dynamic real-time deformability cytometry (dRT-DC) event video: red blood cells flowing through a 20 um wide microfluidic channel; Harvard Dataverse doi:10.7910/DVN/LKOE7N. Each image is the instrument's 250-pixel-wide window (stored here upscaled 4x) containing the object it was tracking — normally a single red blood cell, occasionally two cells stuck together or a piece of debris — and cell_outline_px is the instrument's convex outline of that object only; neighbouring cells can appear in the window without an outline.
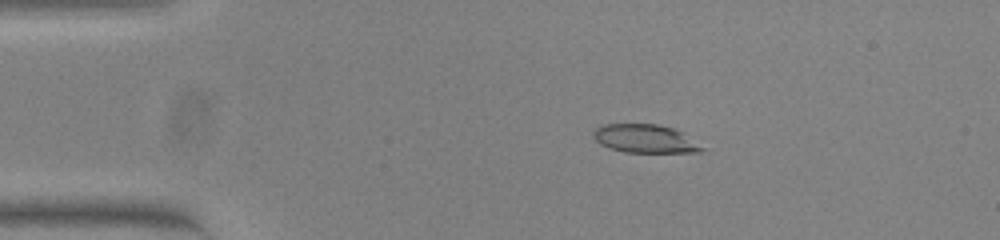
{"species": "common noctule bat (a hibernating species)", "species_latin": "Nyctalus noctula", "temperature_condition": "warm", "stored_images_in_passage": 45, "camera_frame_rate_fps": 3000, "um_per_image_px": 0.085, "animal": {"sex": "female", "body_mass_g": 23.0, "forearm_length_mm": 53.4}, "frame": {"image": 1, "passage_image": 1, "time_ms": 0.0, "image_size_px": [1000, 240], "cell_outline_px": [[704, 148], [700, 152], [624, 152], [600, 144], [592, 136], [592, 132], [596, 128], [604, 124], [656, 124], [672, 128], [680, 132]], "centroid_in_image_um": [54.76, 11.78], "position_along_channel_um": 30.2, "area_um2": 17.57}}
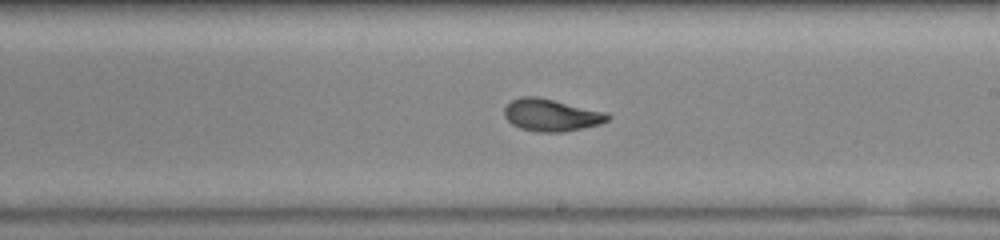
{"frame": {"image": 2, "passage_image": 22, "time_ms": 7.0, "image_size_px": [1000, 240], "cell_outline_px": [[612, 116], [608, 120], [600, 124], [560, 132], [536, 132], [520, 128], [512, 124], [504, 116], [504, 108], [512, 100], [520, 96], [536, 96], [608, 112]], "centroid_in_image_um": [46.86, 9.77], "position_along_channel_um": 242.1, "area_um2": 19.42}}
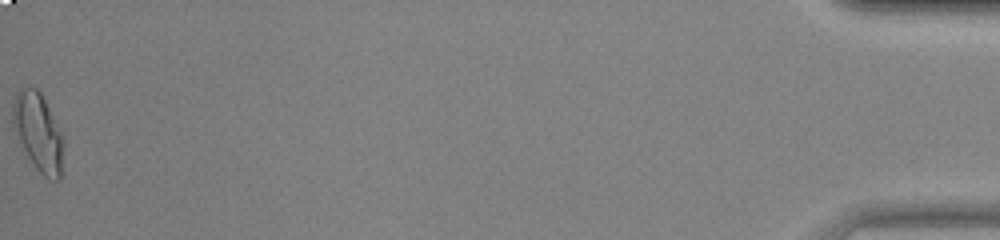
{"frame": {"image": 3, "passage_image": 45, "time_ms": 14.667, "image_size_px": [1000, 240], "cell_outline_px": [[60, 180], [56, 180], [44, 176], [36, 168], [28, 156], [20, 140], [12, 120], [12, 100], [16, 92], [20, 88], [28, 84], [36, 88], [40, 92], [60, 132]], "centroid_in_image_um": [3.17, 11.13], "position_along_channel_um": 432.0, "area_um2": 21.91}, "authors_computed_cell_mechanics": {"area_um2": 19.2474, "velocity_mm_per_s": 3.813, "shape_relaxation_time_tau1_ms": 9.4528, "shape_relaxation_time_tau2_ms": 1.0955, "deformation_change_tau1": 0.2631, "deformation_change_tau2": 0.0679}}